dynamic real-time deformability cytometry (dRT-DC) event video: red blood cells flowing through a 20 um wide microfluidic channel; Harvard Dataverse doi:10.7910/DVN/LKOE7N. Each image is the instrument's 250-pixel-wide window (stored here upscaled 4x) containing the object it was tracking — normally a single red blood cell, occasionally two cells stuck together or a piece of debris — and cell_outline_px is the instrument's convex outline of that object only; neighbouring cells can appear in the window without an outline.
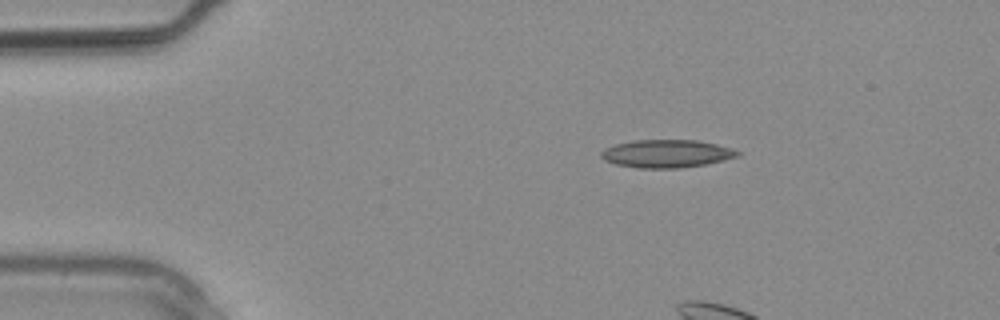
{"species": "common noctule bat (a hibernating species)", "species_latin": "Nyctalus noctula", "temperature_condition": "warm", "stored_images_in_passage": 3, "camera_frame_rate_fps": 3000, "um_per_image_px": 0.085, "animal": {"sex": "male", "body_mass_g": 20.4}, "frame": {"image": 1, "passage_image": 2, "time_ms": 0.333, "image_size_px": [1000, 320], "cell_outline_px": [[740, 156], [724, 160], [704, 164], [680, 168], [636, 168], [616, 164], [604, 160], [600, 156], [600, 152], [604, 148], [616, 144], [632, 140], [696, 140], [716, 144], [732, 148], [740, 152]], "centroid_in_image_um": [56.64, 13.06], "position_along_channel_um": 28.4, "area_um2": 22.25}}